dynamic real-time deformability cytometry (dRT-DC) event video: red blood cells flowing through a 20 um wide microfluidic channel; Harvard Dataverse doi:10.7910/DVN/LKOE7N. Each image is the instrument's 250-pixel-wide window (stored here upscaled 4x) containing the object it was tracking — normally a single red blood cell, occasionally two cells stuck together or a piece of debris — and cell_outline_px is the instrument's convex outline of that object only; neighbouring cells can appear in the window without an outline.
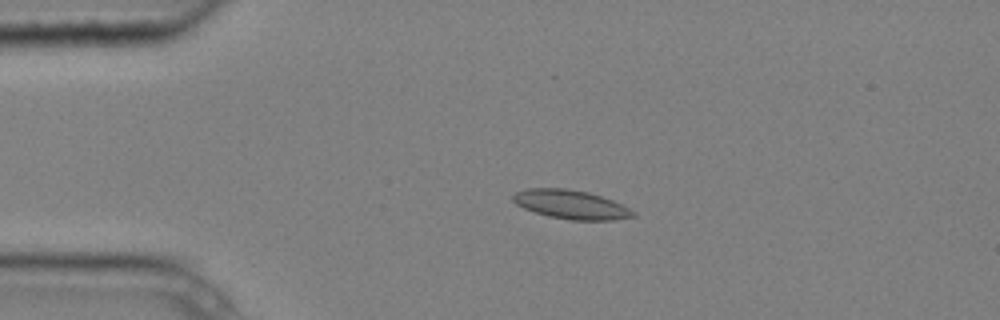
{"species": "common noctule bat (a hibernating species)", "species_latin": "Nyctalus noctula", "temperature_condition": "cold", "stored_images_in_passage": 4, "camera_frame_rate_fps": 3000, "um_per_image_px": 0.085, "animal": {"sex": "male", "body_mass_g": 20.4}, "frame": {"image": 1, "passage_image": 3, "time_ms": 0.667, "image_size_px": [1000, 320], "cell_outline_px": [[636, 216], [612, 220], [572, 220], [548, 216], [524, 208], [516, 204], [512, 200], [512, 196], [516, 192], [528, 188], [564, 188], [588, 192], [612, 200], [636, 212]], "centroid_in_image_um": [48.52, 17.38], "position_along_channel_um": 36.5, "area_um2": 20.06}}